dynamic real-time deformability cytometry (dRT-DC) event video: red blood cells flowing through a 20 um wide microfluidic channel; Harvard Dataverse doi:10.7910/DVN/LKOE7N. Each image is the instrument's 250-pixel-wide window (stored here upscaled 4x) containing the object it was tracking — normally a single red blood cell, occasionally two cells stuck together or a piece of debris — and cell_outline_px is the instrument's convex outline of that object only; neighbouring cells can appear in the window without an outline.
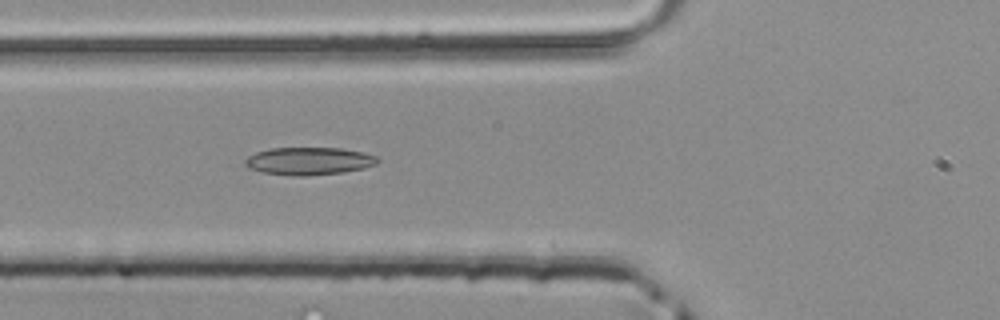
{"species": "common noctule bat (a hibernating species)", "species_latin": "Nyctalus noctula", "temperature_condition": "room temperature", "stored_images_in_passage": 49, "camera_frame_rate_fps": 3000, "um_per_image_px": 0.085, "animal": {"sex": "male", "body_mass_g": 20.4}, "frame": {"image": 1, "passage_image": 18, "time_ms": 5.667, "image_size_px": [1000, 320], "cell_outline_px": [[380, 160], [376, 164], [364, 168], [344, 172], [304, 176], [292, 176], [264, 172], [248, 168], [244, 164], [244, 160], [248, 156], [256, 152], [272, 148], [340, 148], [364, 152], [376, 156]], "centroid_in_image_um": [26.26, 13.69], "position_along_channel_um": 99.5, "area_um2": 21.39}}
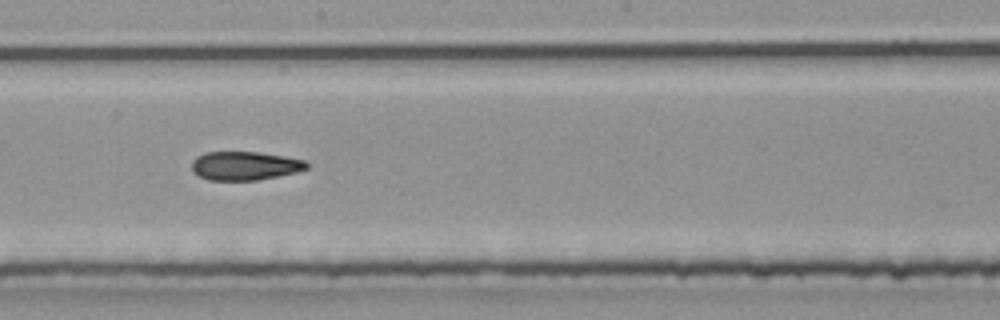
{"frame": {"image": 2, "passage_image": 27, "time_ms": 8.667, "image_size_px": [1000, 320], "cell_outline_px": [[308, 168], [296, 172], [256, 180], [208, 180], [192, 172], [192, 160], [196, 156], [204, 152], [256, 152], [284, 156], [304, 160], [308, 164]], "centroid_in_image_um": [20.77, 14.09], "position_along_channel_um": 227.4, "area_um2": 19.13}}
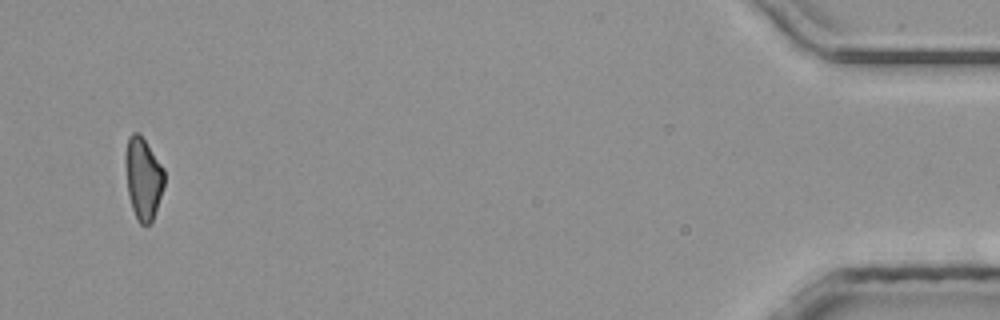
{"frame": {"image": 3, "passage_image": 47, "time_ms": 15.333, "image_size_px": [1000, 320], "cell_outline_px": [[164, 184], [152, 224], [140, 224], [136, 220], [128, 196], [124, 164], [124, 152], [128, 136], [132, 132], [136, 132], [144, 140], [164, 168]], "centroid_in_image_um": [12.14, 15.18], "position_along_channel_um": 423.1, "area_um2": 18.79}}